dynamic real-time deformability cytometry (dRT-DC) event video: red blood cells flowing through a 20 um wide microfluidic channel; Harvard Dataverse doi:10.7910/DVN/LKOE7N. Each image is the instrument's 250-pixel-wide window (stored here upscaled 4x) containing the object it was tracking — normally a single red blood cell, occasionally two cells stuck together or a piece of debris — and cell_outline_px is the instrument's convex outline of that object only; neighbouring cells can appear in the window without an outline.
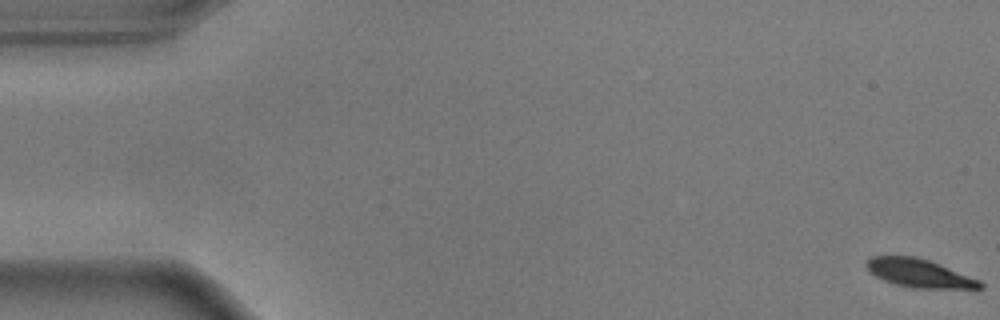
{"species": "common noctule bat (a hibernating species)", "species_latin": "Nyctalus noctula", "temperature_condition": "warm", "stored_images_in_passage": 48, "camera_frame_rate_fps": 3000, "um_per_image_px": 0.085, "animal": {"sex": "male", "body_mass_g": 17.9}, "frame": {"image": 1, "passage_image": 1, "time_ms": 0.0, "image_size_px": [1000, 320], "cell_outline_px": [[984, 288], [912, 288], [896, 284], [884, 280], [868, 272], [864, 264], [872, 256], [916, 256], [940, 264], [980, 280], [984, 284]], "centroid_in_image_um": [78.12, 23.22], "position_along_channel_um": 6.9, "area_um2": 18.73}}
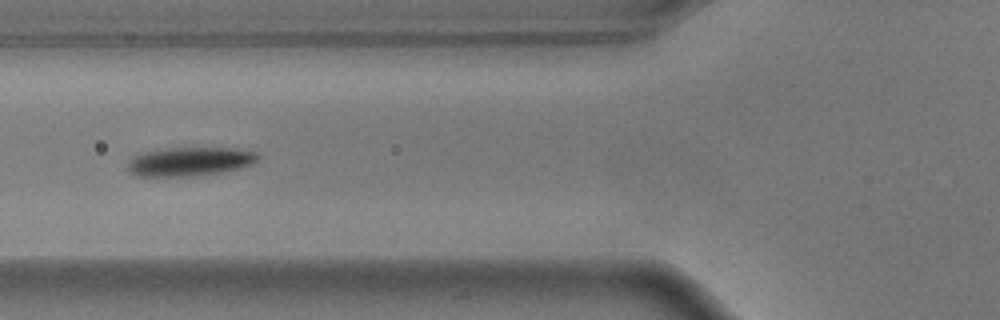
{"frame": {"image": 2, "passage_image": 22, "time_ms": 7.0, "image_size_px": [1000, 320], "cell_outline_px": [[260, 156], [252, 164], [220, 172], [192, 176], [136, 176], [128, 168], [128, 160], [144, 152], [168, 148], [232, 148], [256, 152]], "centroid_in_image_um": [16.12, 13.72], "position_along_channel_um": 109.7, "area_um2": 21.5}}
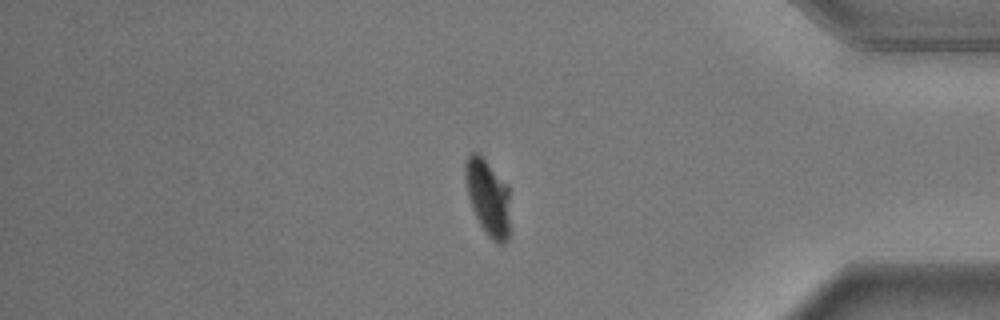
{"frame": {"image": 3, "passage_image": 48, "time_ms": 15.667, "image_size_px": [1000, 320], "cell_outline_px": [[508, 240], [504, 244], [496, 244], [488, 236], [480, 224], [472, 208], [468, 196], [464, 180], [464, 160], [472, 152], [480, 152], [508, 184]], "centroid_in_image_um": [41.45, 16.71], "position_along_channel_um": 393.8, "area_um2": 20.23}, "authors_computed_cell_mechanics": {"area_um2": 21.3282, "velocity_mm_per_s": 3.5892, "shape_relaxation_time_tau1_ms": 2.019, "shape_relaxation_time_tau2_ms": null, "deformation_change_tau1": 0.1809, "deformation_change_tau2": null}}